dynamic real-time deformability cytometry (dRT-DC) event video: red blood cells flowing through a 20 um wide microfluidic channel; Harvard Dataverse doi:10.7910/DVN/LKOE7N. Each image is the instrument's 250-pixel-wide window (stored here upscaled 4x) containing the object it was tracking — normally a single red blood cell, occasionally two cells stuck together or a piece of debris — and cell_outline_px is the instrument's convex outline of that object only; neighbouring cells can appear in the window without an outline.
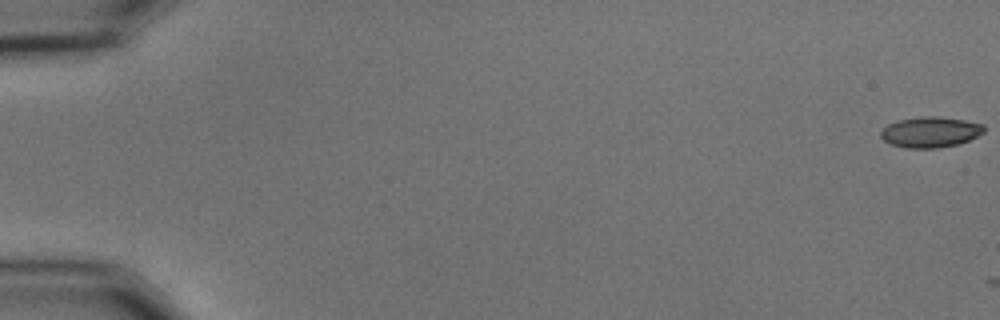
{"species": "common noctule bat (a hibernating species)", "species_latin": "Nyctalus noctula", "temperature_condition": "cold", "stored_images_in_passage": 2, "camera_frame_rate_fps": 3000, "um_per_image_px": 0.085, "animal": {"sex": "male", "body_mass_g": 15.6}, "frame": {"image": 1, "passage_image": 1, "time_ms": 0.0, "image_size_px": [1000, 320], "cell_outline_px": [[984, 132], [968, 140], [956, 144], [936, 148], [908, 148], [892, 144], [884, 140], [880, 136], [880, 132], [888, 124], [896, 120], [920, 116], [936, 116], [964, 120], [984, 124]], "centroid_in_image_um": [79.06, 11.21], "position_along_channel_um": 5.9, "area_um2": 18.32}}